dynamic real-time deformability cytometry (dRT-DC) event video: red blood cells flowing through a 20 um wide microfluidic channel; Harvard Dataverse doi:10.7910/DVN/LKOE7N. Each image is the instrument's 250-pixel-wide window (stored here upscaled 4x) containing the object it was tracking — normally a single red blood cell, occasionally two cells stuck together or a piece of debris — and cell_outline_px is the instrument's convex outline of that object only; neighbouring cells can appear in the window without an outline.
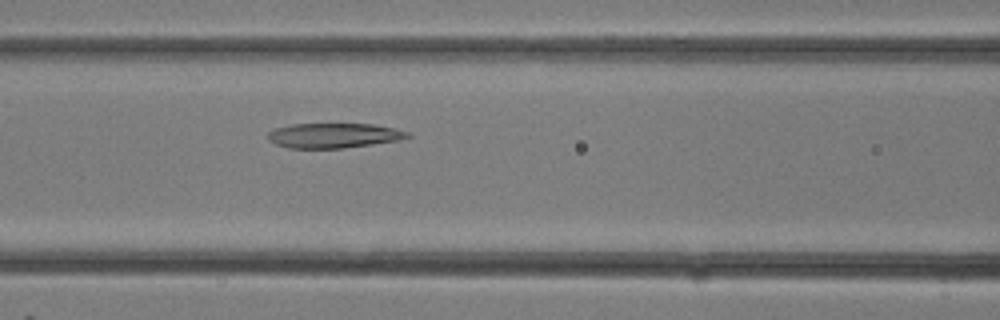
{"species": "common noctule bat (a hibernating species)", "species_latin": "Nyctalus noctula", "temperature_condition": "room temperature", "stored_images_in_passage": 6, "camera_frame_rate_fps": 3000, "um_per_image_px": 0.085, "animal": {"sex": "female"}, "frame": {"image": 1, "passage_image": 6, "time_ms": 1.667, "image_size_px": [1000, 320], "cell_outline_px": [[412, 136], [400, 140], [344, 148], [288, 148], [276, 144], [268, 140], [264, 136], [268, 132], [276, 128], [292, 124], [372, 124], [392, 128], [408, 132]], "centroid_in_image_um": [28.32, 11.52], "position_along_channel_um": 138.3, "area_um2": 20.23}}